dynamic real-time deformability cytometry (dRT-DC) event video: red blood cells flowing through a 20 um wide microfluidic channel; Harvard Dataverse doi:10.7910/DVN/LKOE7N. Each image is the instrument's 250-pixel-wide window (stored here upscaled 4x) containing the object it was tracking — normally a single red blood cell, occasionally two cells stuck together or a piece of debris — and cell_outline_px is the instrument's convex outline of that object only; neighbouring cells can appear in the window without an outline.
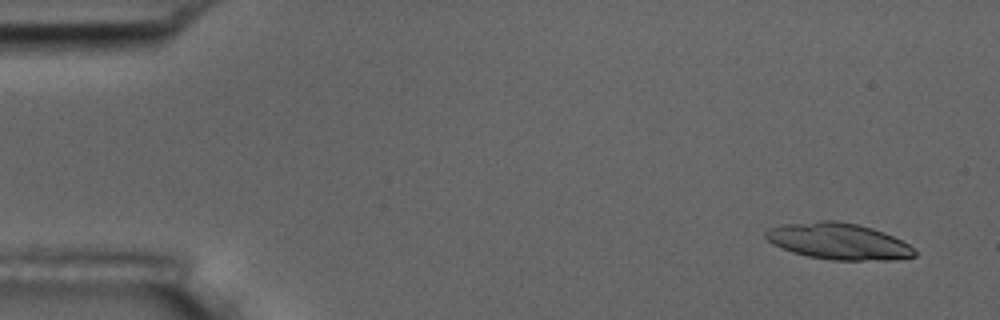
{"species": "common noctule bat (a hibernating species)", "species_latin": "Nyctalus noctula", "temperature_condition": "room temperature", "stored_images_in_passage": 5, "camera_frame_rate_fps": 3000, "um_per_image_px": 0.085, "animal": {"sex": "male", "body_mass_g": 17.5, "forearm_length_mm": 52.3}, "frame": {"image": 1, "passage_image": 1, "time_ms": 0.0, "image_size_px": [1000, 320], "cell_outline_px": [[916, 256], [896, 260], [832, 260], [808, 256], [792, 252], [772, 244], [764, 236], [764, 232], [768, 228], [784, 224], [820, 220], [836, 220], [856, 224], [872, 228], [884, 232], [916, 248]], "centroid_in_image_um": [71.27, 20.51], "position_along_channel_um": 13.7, "area_um2": 31.73}}